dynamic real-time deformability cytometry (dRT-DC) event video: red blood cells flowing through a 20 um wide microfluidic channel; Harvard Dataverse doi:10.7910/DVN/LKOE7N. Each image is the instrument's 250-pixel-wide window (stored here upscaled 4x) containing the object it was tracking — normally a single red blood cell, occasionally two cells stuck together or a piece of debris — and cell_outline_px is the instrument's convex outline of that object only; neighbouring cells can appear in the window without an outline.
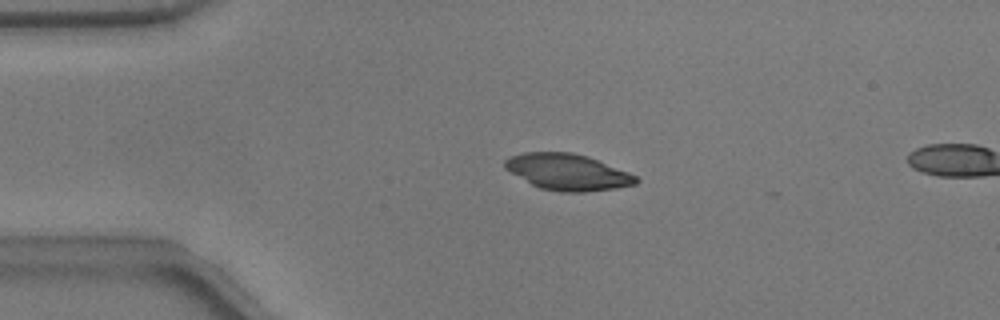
{"species": "common noctule bat (a hibernating species)", "species_latin": "Nyctalus noctula", "temperature_condition": "warm", "stored_images_in_passage": 5, "camera_frame_rate_fps": 3000, "um_per_image_px": 0.085, "animal": {"sex": "male", "body_mass_g": 17.9}, "frame": {"image": 1, "passage_image": 2, "time_ms": 0.333, "image_size_px": [1000, 320], "cell_outline_px": [[640, 180], [636, 184], [616, 188], [584, 192], [560, 192], [540, 188], [532, 184], [504, 168], [504, 160], [508, 156], [524, 152], [572, 152], [588, 156], [628, 172], [636, 176]], "centroid_in_image_um": [48.24, 14.61], "position_along_channel_um": 36.8, "area_um2": 27.69}}